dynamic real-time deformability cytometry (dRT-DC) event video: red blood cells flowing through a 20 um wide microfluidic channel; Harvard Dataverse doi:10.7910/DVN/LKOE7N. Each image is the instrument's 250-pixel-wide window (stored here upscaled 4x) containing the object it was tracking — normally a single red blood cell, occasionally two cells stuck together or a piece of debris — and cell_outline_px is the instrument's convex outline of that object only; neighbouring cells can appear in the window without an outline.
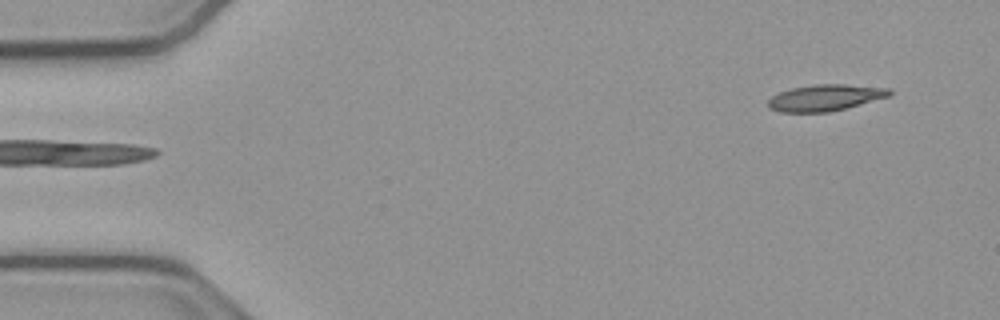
{"species": "common noctule bat (a hibernating species)", "species_latin": "Nyctalus noctula", "temperature_condition": "cold", "stored_images_in_passage": 50, "camera_frame_rate_fps": 3000, "um_per_image_px": 0.085, "animal": {"sex": "male", "body_mass_g": 23.1, "forearm_length_mm": 52.7}, "frame": {"image": 1, "passage_image": 1, "time_ms": 0.0, "image_size_px": [1000, 320], "cell_outline_px": [[892, 92], [888, 96], [844, 108], [828, 112], [780, 112], [768, 108], [768, 100], [772, 96], [780, 92], [792, 88], [812, 84], [844, 84], [892, 88]], "centroid_in_image_um": [70.11, 8.29], "position_along_channel_um": 14.9, "area_um2": 18.5}}
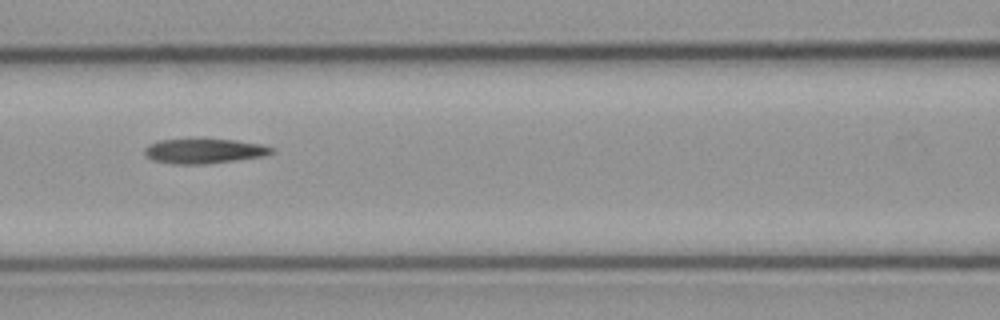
{"frame": {"image": 2, "passage_image": 20, "time_ms": 6.333, "image_size_px": [1000, 320], "cell_outline_px": [[276, 148], [272, 152], [264, 156], [208, 164], [172, 164], [152, 160], [144, 156], [144, 148], [148, 144], [160, 140], [236, 140], [264, 144]], "centroid_in_image_um": [17.35, 12.85], "position_along_channel_um": 149.3, "area_um2": 18.38}}
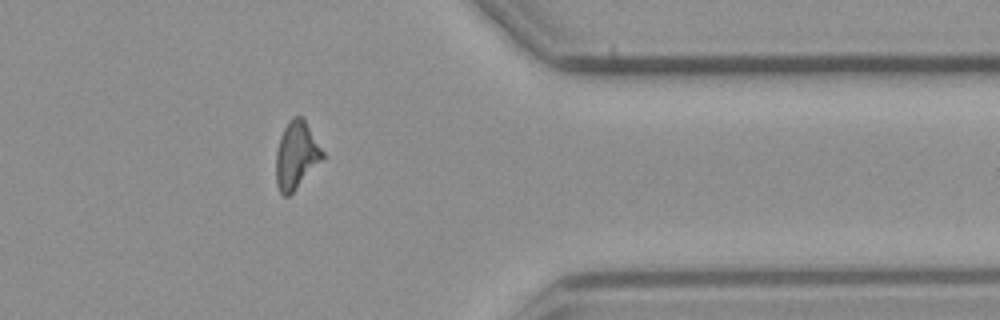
{"frame": {"image": 3, "passage_image": 40, "time_ms": 13.0, "image_size_px": [1000, 320], "cell_outline_px": [[324, 160], [288, 196], [284, 196], [280, 192], [276, 184], [276, 152], [280, 136], [288, 120], [292, 116], [304, 116], [324, 152]], "centroid_in_image_um": [25.2, 13.16], "position_along_channel_um": 386.2, "area_um2": 18.61}}